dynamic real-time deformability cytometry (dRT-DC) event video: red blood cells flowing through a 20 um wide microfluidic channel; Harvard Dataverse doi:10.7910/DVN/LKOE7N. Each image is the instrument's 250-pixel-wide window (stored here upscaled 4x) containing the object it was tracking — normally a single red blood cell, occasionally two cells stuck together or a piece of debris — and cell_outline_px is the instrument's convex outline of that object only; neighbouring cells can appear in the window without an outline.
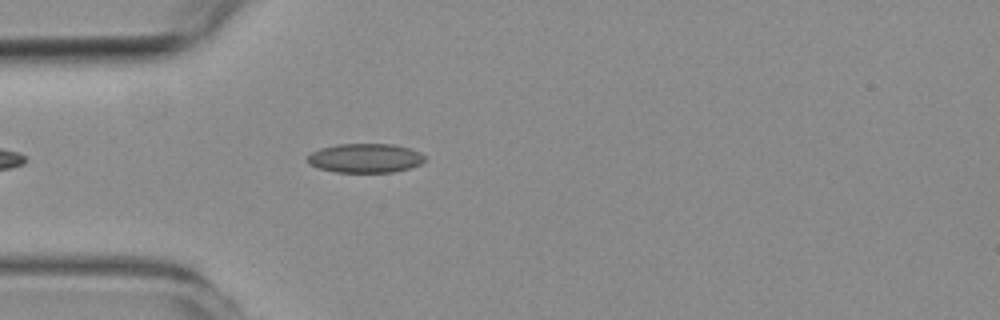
{"species": "common noctule bat (a hibernating species)", "species_latin": "Nyctalus noctula", "temperature_condition": "room temperature", "stored_images_in_passage": 28, "camera_frame_rate_fps": 3000, "um_per_image_px": 0.085, "animal": {"sex": "female", "body_mass_g": 19.3, "forearm_length_mm": 54.1}, "frame": {"image": 1, "passage_image": 5, "time_ms": 1.333, "image_size_px": [1000, 320], "cell_outline_px": [[424, 160], [420, 164], [408, 168], [392, 172], [336, 172], [320, 168], [308, 164], [304, 160], [312, 152], [320, 148], [336, 144], [392, 144], [408, 148], [420, 152], [424, 156]], "centroid_in_image_um": [30.99, 13.43], "position_along_channel_um": 54.0, "area_um2": 19.88}}
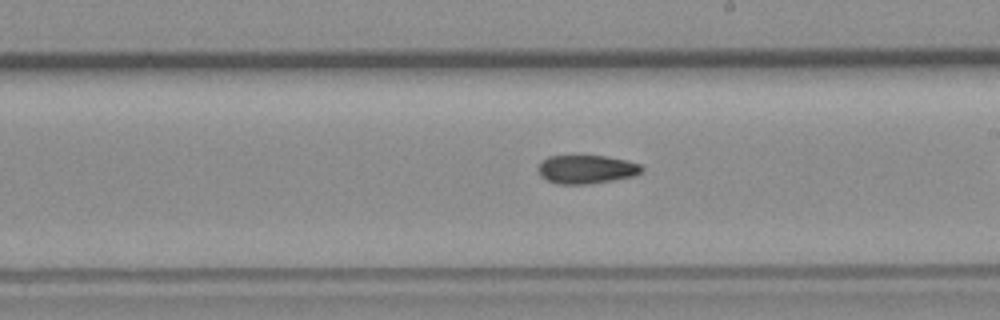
{"frame": {"image": 2, "passage_image": 17, "time_ms": 5.333, "image_size_px": [1000, 320], "cell_outline_px": [[644, 172], [636, 176], [588, 184], [556, 184], [540, 176], [536, 168], [548, 156], [604, 156], [628, 160], [640, 164], [644, 168]], "centroid_in_image_um": [49.88, 14.4], "position_along_channel_um": 239.1, "area_um2": 17.4}}
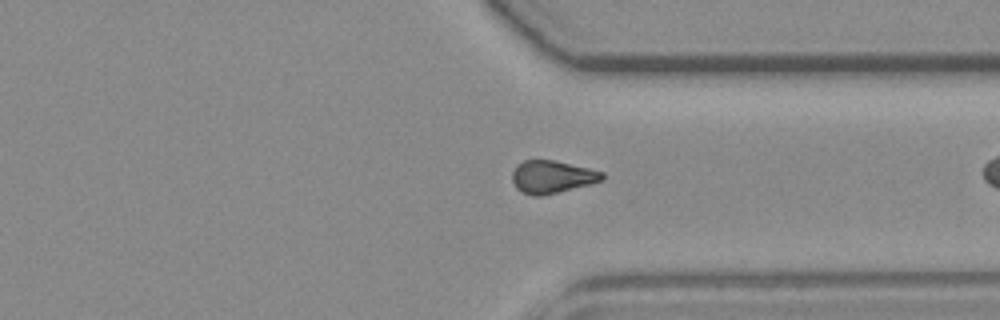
{"frame": {"image": 3, "passage_image": 27, "time_ms": 8.667, "image_size_px": [1000, 320], "cell_outline_px": [[604, 180], [592, 184], [540, 196], [532, 196], [520, 192], [516, 188], [512, 180], [512, 172], [516, 164], [524, 160], [556, 160], [604, 172]], "centroid_in_image_um": [46.91, 15.03], "position_along_channel_um": 364.5, "area_um2": 17.34}}